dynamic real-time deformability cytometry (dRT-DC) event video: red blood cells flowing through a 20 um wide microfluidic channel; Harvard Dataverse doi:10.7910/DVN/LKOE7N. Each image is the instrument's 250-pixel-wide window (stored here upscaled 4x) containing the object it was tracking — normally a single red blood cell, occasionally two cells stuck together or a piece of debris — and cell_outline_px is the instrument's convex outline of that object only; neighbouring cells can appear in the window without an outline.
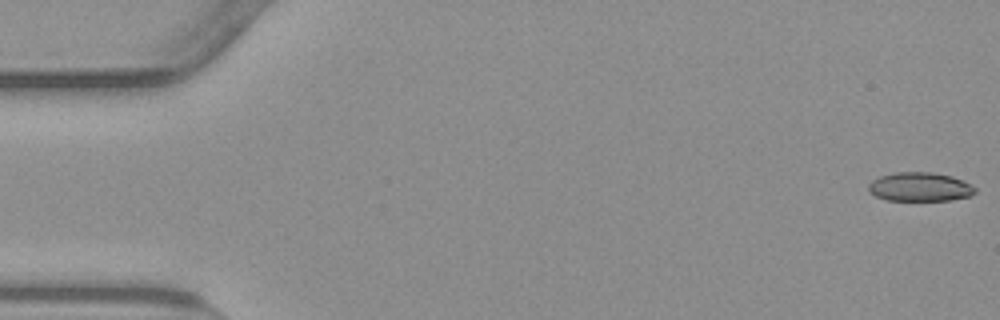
{"species": "common noctule bat (a hibernating species)", "species_latin": "Nyctalus noctula", "temperature_condition": "warm", "stored_images_in_passage": 55, "camera_frame_rate_fps": 3000, "um_per_image_px": 0.085, "animal": {"sex": "male", "body_mass_g": 23.1, "forearm_length_mm": 52.7}, "frame": {"image": 1, "passage_image": 1, "time_ms": 0.0, "image_size_px": [1000, 320], "cell_outline_px": [[976, 192], [968, 196], [948, 200], [888, 200], [876, 196], [868, 192], [868, 184], [872, 180], [880, 176], [896, 172], [932, 172], [952, 176], [976, 188]], "centroid_in_image_um": [78.14, 15.88], "position_along_channel_um": 6.9, "area_um2": 17.8}}
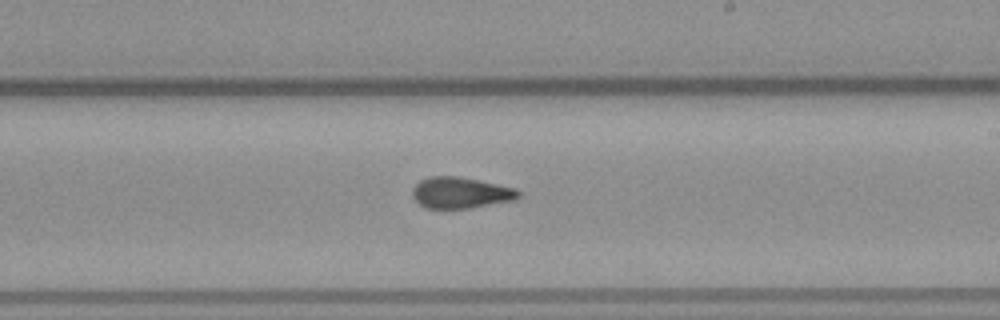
{"frame": {"image": 2, "passage_image": 32, "time_ms": 10.333, "image_size_px": [1000, 320], "cell_outline_px": [[520, 196], [512, 200], [468, 208], [428, 208], [420, 204], [412, 196], [412, 188], [420, 180], [428, 176], [456, 176], [516, 188], [520, 192]], "centroid_in_image_um": [39.11, 16.37], "position_along_channel_um": 249.9, "area_um2": 18.96}}
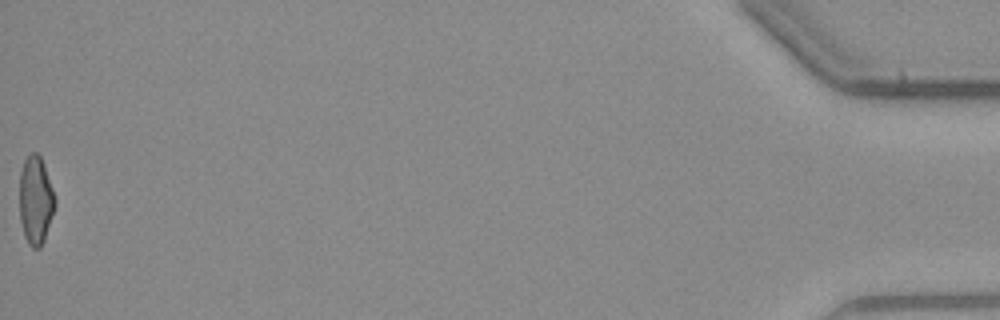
{"frame": {"image": 3, "passage_image": 55, "time_ms": 18.0, "image_size_px": [1000, 320], "cell_outline_px": [[56, 204], [44, 240], [40, 248], [32, 248], [28, 244], [24, 236], [20, 220], [20, 172], [24, 160], [32, 152], [36, 152], [40, 156], [44, 164], [56, 200]], "centroid_in_image_um": [3.02, 17.03], "position_along_channel_um": 432.2, "area_um2": 18.21}, "authors_computed_cell_mechanics": {"area_um2": 19.074, "velocity_mm_per_s": 3.8125, "shape_relaxation_time_tau1_ms": null, "shape_relaxation_time_tau2_ms": 1.8797, "deformation_change_tau1": null, "deformation_change_tau2": 0.0983}}